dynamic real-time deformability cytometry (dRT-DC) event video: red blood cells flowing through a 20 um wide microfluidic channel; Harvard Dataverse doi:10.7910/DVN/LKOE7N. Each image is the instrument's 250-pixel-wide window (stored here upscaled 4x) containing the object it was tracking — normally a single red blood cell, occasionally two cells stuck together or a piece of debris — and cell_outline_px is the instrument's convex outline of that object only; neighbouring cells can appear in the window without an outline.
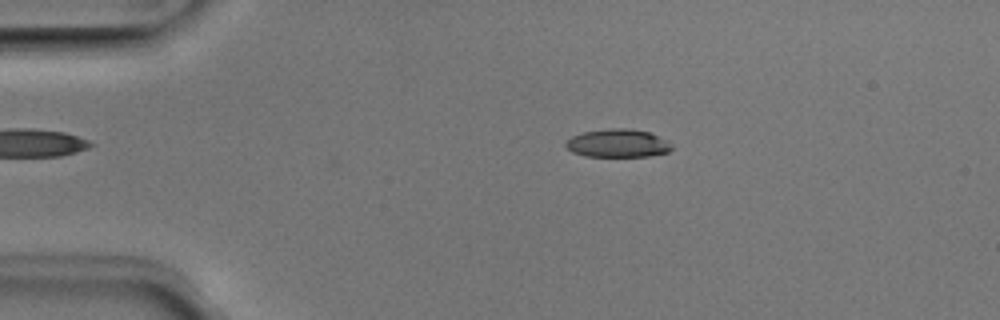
{"species": "Egyptian fruit bat (a non-hibernating species)", "species_latin": "Rousettus aegyptiacus", "temperature_condition": "room temperature", "stored_images_in_passage": 46, "camera_frame_rate_fps": 3000, "um_per_image_px": 0.085, "animal": {"sex": "male"}, "frame": {"image": 1, "passage_image": 6, "time_ms": 1.667, "image_size_px": [1000, 320], "cell_outline_px": [[672, 148], [668, 152], [648, 156], [584, 156], [572, 152], [564, 144], [572, 136], [584, 132], [612, 128], [628, 128], [648, 132], [668, 140], [672, 144]], "centroid_in_image_um": [52.53, 12.18], "position_along_channel_um": 32.5, "area_um2": 17.28}}
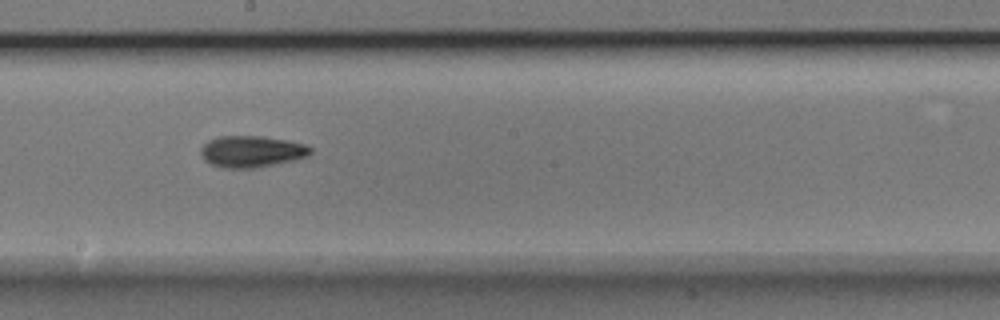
{"frame": {"image": 2, "passage_image": 24, "time_ms": 7.667, "image_size_px": [1000, 320], "cell_outline_px": [[312, 152], [308, 156], [292, 160], [256, 168], [224, 168], [212, 164], [204, 160], [200, 152], [200, 148], [208, 140], [216, 136], [264, 136], [288, 140], [308, 144], [312, 148]], "centroid_in_image_um": [21.39, 12.86], "position_along_channel_um": 226.8, "area_um2": 20.35}}
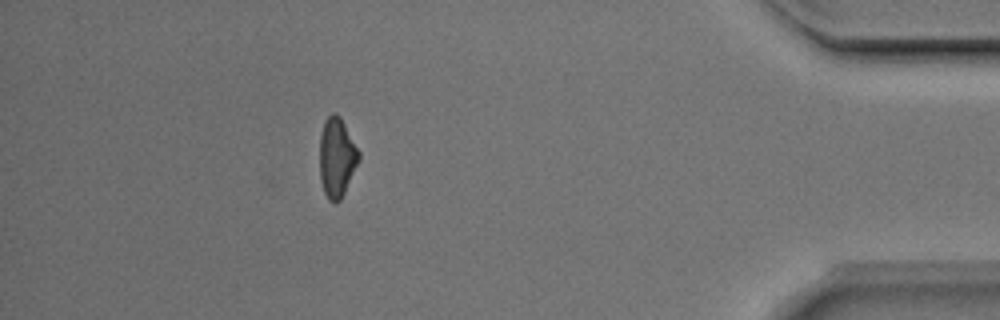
{"frame": {"image": 3, "passage_image": 41, "time_ms": 13.333, "image_size_px": [1000, 320], "cell_outline_px": [[360, 160], [340, 200], [336, 204], [328, 200], [324, 192], [320, 180], [320, 136], [324, 120], [332, 112], [336, 112], [340, 116], [360, 152]], "centroid_in_image_um": [28.62, 13.38], "position_along_channel_um": 406.6, "area_um2": 18.26}, "authors_computed_cell_mechanics": {"area_um2": 18.6694, "velocity_mm_per_s": 4.0321, "shape_relaxation_time_tau1_ms": 3.5189, "shape_relaxation_time_tau2_ms": 4.3551, "deformation_change_tau1": 0.1499, "deformation_change_tau2": 0.1313}}